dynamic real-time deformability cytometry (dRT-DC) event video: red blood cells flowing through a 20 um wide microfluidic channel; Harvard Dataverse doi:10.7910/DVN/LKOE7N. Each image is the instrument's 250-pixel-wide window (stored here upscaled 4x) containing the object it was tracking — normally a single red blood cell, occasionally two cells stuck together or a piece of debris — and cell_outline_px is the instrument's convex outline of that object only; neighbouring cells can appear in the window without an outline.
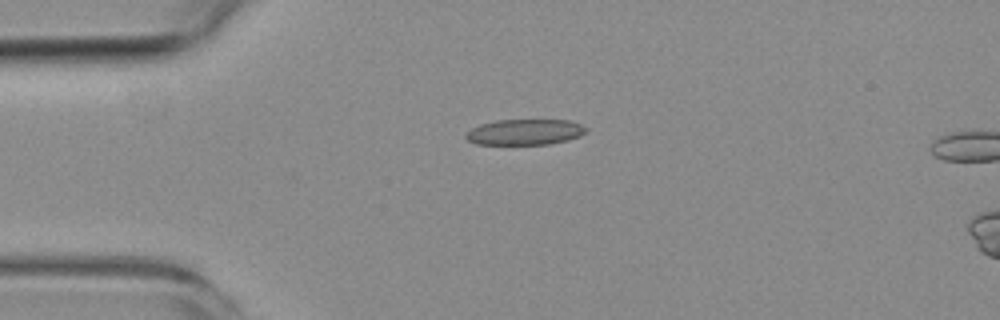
{"species": "common noctule bat (a hibernating species)", "species_latin": "Nyctalus noctula", "temperature_condition": "room temperature", "stored_images_in_passage": 3, "camera_frame_rate_fps": 3000, "um_per_image_px": 0.085, "animal": {"sex": "female", "body_mass_g": 19.3, "forearm_length_mm": 54.1}, "frame": {"image": 1, "passage_image": 1, "time_ms": 0.0, "image_size_px": [1000, 320], "cell_outline_px": [[588, 128], [580, 136], [568, 140], [548, 144], [476, 144], [468, 140], [464, 136], [464, 132], [480, 124], [496, 120], [572, 120]], "centroid_in_image_um": [44.59, 11.22], "position_along_channel_um": 40.4, "area_um2": 18.09}}
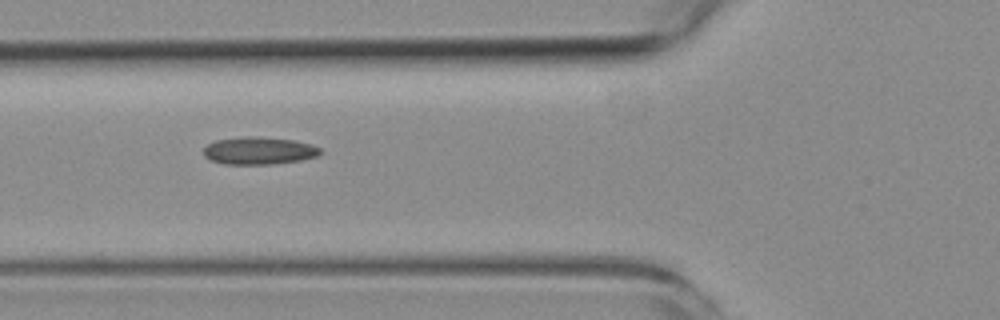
{"frame": {"image": 2, "passage_image": 3, "time_ms": 2.333, "image_size_px": [1000, 320], "cell_outline_px": [[324, 152], [316, 156], [300, 160], [272, 164], [224, 164], [212, 160], [204, 156], [204, 148], [208, 144], [216, 140], [244, 136], [256, 136], [296, 140], [312, 144], [320, 148]], "centroid_in_image_um": [22.04, 12.8], "position_along_channel_um": 103.8, "area_um2": 18.79}}